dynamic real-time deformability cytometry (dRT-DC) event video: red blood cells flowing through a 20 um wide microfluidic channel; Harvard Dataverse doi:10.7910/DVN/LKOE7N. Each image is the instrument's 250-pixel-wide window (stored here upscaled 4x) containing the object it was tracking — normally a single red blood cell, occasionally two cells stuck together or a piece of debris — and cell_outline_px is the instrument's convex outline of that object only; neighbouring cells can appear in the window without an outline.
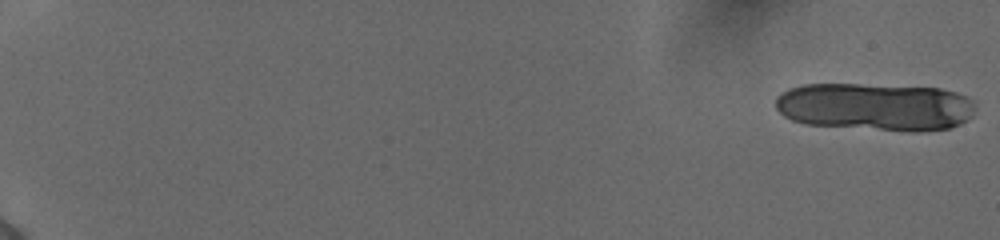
{"species": "human", "species_latin": "Homo sapiens", "temperature_condition": "cold", "stored_images_in_passage": 19, "camera_frame_rate_fps": 3000, "um_per_image_px": 0.085, "donor": {"sex": "female"}, "frame": {"image": 1, "passage_image": 1, "time_ms": 0.0, "image_size_px": [1000, 240], "cell_outline_px": [[976, 108], [972, 116], [968, 120], [952, 128], [920, 132], [908, 132], [804, 124], [792, 120], [784, 116], [776, 108], [776, 96], [788, 88], [804, 84], [860, 84], [940, 88], [956, 92], [972, 100], [976, 104]], "centroid_in_image_um": [74.42, 9.09], "position_along_channel_um": 10.6, "area_um2": 56.47}}